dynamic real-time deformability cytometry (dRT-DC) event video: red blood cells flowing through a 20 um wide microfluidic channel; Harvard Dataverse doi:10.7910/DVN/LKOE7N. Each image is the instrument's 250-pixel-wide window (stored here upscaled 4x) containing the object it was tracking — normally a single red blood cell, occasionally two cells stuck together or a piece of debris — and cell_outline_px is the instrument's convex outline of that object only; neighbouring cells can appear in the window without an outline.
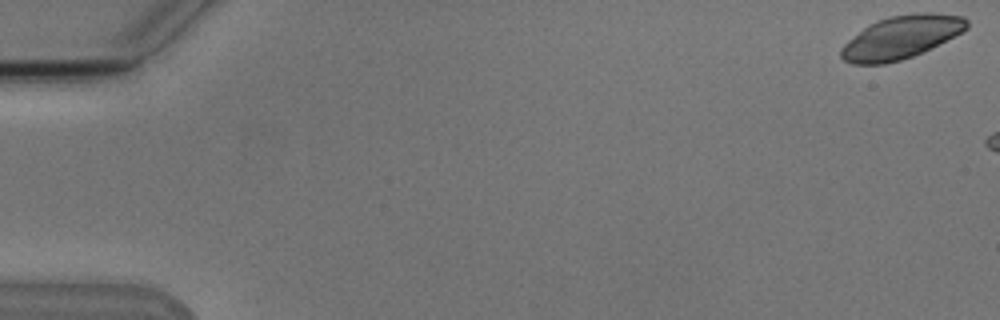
{"species": "Egyptian fruit bat (a non-hibernating species)", "species_latin": "Rousettus aegyptiacus", "temperature_condition": "cold", "stored_images_in_passage": 3, "camera_frame_rate_fps": 3000, "um_per_image_px": 0.085, "animal": {"sex": "male"}, "frame": {"image": 1, "passage_image": 1, "time_ms": 0.0, "image_size_px": [1000, 320], "cell_outline_px": [[968, 28], [912, 56], [900, 60], [884, 64], [852, 64], [844, 60], [840, 56], [840, 48], [848, 40], [864, 28], [888, 16], [916, 12], [932, 12], [964, 16], [968, 20]], "centroid_in_image_um": [76.57, 3.15], "position_along_channel_um": 8.4, "area_um2": 30.98}}